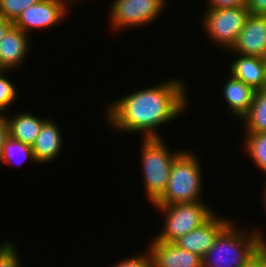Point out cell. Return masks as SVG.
<instances>
[{
    "instance_id": "1",
    "label": "cell",
    "mask_w": 266,
    "mask_h": 267,
    "mask_svg": "<svg viewBox=\"0 0 266 267\" xmlns=\"http://www.w3.org/2000/svg\"><path fill=\"white\" fill-rule=\"evenodd\" d=\"M186 92L183 79L170 78L115 100L110 103L105 115L112 129L126 133L141 132L142 138H161L156 128L184 113L188 106Z\"/></svg>"
},
{
    "instance_id": "2",
    "label": "cell",
    "mask_w": 266,
    "mask_h": 267,
    "mask_svg": "<svg viewBox=\"0 0 266 267\" xmlns=\"http://www.w3.org/2000/svg\"><path fill=\"white\" fill-rule=\"evenodd\" d=\"M233 221L218 235L202 258L203 267H244L266 241L260 229L247 234L239 231Z\"/></svg>"
},
{
    "instance_id": "3",
    "label": "cell",
    "mask_w": 266,
    "mask_h": 267,
    "mask_svg": "<svg viewBox=\"0 0 266 267\" xmlns=\"http://www.w3.org/2000/svg\"><path fill=\"white\" fill-rule=\"evenodd\" d=\"M194 153L182 151L174 160L168 184L152 205H175L202 201V171ZM201 194V195H200Z\"/></svg>"
},
{
    "instance_id": "4",
    "label": "cell",
    "mask_w": 266,
    "mask_h": 267,
    "mask_svg": "<svg viewBox=\"0 0 266 267\" xmlns=\"http://www.w3.org/2000/svg\"><path fill=\"white\" fill-rule=\"evenodd\" d=\"M141 145L140 163L146 197L153 204L166 189L172 164L182 150L170 151L162 137L143 138Z\"/></svg>"
},
{
    "instance_id": "5",
    "label": "cell",
    "mask_w": 266,
    "mask_h": 267,
    "mask_svg": "<svg viewBox=\"0 0 266 267\" xmlns=\"http://www.w3.org/2000/svg\"><path fill=\"white\" fill-rule=\"evenodd\" d=\"M165 217L164 228L155 239L173 243L206 222L215 212L202 201L175 205H153ZM209 207V208H208Z\"/></svg>"
},
{
    "instance_id": "6",
    "label": "cell",
    "mask_w": 266,
    "mask_h": 267,
    "mask_svg": "<svg viewBox=\"0 0 266 267\" xmlns=\"http://www.w3.org/2000/svg\"><path fill=\"white\" fill-rule=\"evenodd\" d=\"M202 17L203 29L219 47L229 48L234 45L238 34L250 15L245 6L233 8H208Z\"/></svg>"
},
{
    "instance_id": "7",
    "label": "cell",
    "mask_w": 266,
    "mask_h": 267,
    "mask_svg": "<svg viewBox=\"0 0 266 267\" xmlns=\"http://www.w3.org/2000/svg\"><path fill=\"white\" fill-rule=\"evenodd\" d=\"M166 0H114L109 9L111 28L116 30L141 27L163 13Z\"/></svg>"
},
{
    "instance_id": "8",
    "label": "cell",
    "mask_w": 266,
    "mask_h": 267,
    "mask_svg": "<svg viewBox=\"0 0 266 267\" xmlns=\"http://www.w3.org/2000/svg\"><path fill=\"white\" fill-rule=\"evenodd\" d=\"M68 1L40 0L25 9L13 22V25L27 34H29L28 31L33 29L41 30L54 27L64 20L66 12L69 11Z\"/></svg>"
},
{
    "instance_id": "9",
    "label": "cell",
    "mask_w": 266,
    "mask_h": 267,
    "mask_svg": "<svg viewBox=\"0 0 266 267\" xmlns=\"http://www.w3.org/2000/svg\"><path fill=\"white\" fill-rule=\"evenodd\" d=\"M230 219L217 217L214 213L198 228L179 237L173 243L178 247L204 257L218 235L231 223Z\"/></svg>"
},
{
    "instance_id": "10",
    "label": "cell",
    "mask_w": 266,
    "mask_h": 267,
    "mask_svg": "<svg viewBox=\"0 0 266 267\" xmlns=\"http://www.w3.org/2000/svg\"><path fill=\"white\" fill-rule=\"evenodd\" d=\"M230 51L262 57L266 52V16L250 14Z\"/></svg>"
},
{
    "instance_id": "11",
    "label": "cell",
    "mask_w": 266,
    "mask_h": 267,
    "mask_svg": "<svg viewBox=\"0 0 266 267\" xmlns=\"http://www.w3.org/2000/svg\"><path fill=\"white\" fill-rule=\"evenodd\" d=\"M148 247L154 267H203L202 257L174 243H166L154 238Z\"/></svg>"
},
{
    "instance_id": "12",
    "label": "cell",
    "mask_w": 266,
    "mask_h": 267,
    "mask_svg": "<svg viewBox=\"0 0 266 267\" xmlns=\"http://www.w3.org/2000/svg\"><path fill=\"white\" fill-rule=\"evenodd\" d=\"M27 33L12 25L0 40V67L13 70L22 65L29 52L30 41Z\"/></svg>"
},
{
    "instance_id": "13",
    "label": "cell",
    "mask_w": 266,
    "mask_h": 267,
    "mask_svg": "<svg viewBox=\"0 0 266 267\" xmlns=\"http://www.w3.org/2000/svg\"><path fill=\"white\" fill-rule=\"evenodd\" d=\"M238 55V56H237ZM230 75L250 86L254 91L266 89V71L261 57L236 54Z\"/></svg>"
},
{
    "instance_id": "14",
    "label": "cell",
    "mask_w": 266,
    "mask_h": 267,
    "mask_svg": "<svg viewBox=\"0 0 266 267\" xmlns=\"http://www.w3.org/2000/svg\"><path fill=\"white\" fill-rule=\"evenodd\" d=\"M60 132L54 120L47 119L43 123L39 135L32 145V151L37 164L49 163L60 154L63 141L61 138L62 133Z\"/></svg>"
},
{
    "instance_id": "15",
    "label": "cell",
    "mask_w": 266,
    "mask_h": 267,
    "mask_svg": "<svg viewBox=\"0 0 266 267\" xmlns=\"http://www.w3.org/2000/svg\"><path fill=\"white\" fill-rule=\"evenodd\" d=\"M229 78L223 87V96L232 115L241 120L251 107L255 91L241 80Z\"/></svg>"
},
{
    "instance_id": "16",
    "label": "cell",
    "mask_w": 266,
    "mask_h": 267,
    "mask_svg": "<svg viewBox=\"0 0 266 267\" xmlns=\"http://www.w3.org/2000/svg\"><path fill=\"white\" fill-rule=\"evenodd\" d=\"M9 118L6 116L8 123V136L14 140L21 141L24 144L32 146L39 135L43 123L47 120L37 117L32 113H21Z\"/></svg>"
},
{
    "instance_id": "17",
    "label": "cell",
    "mask_w": 266,
    "mask_h": 267,
    "mask_svg": "<svg viewBox=\"0 0 266 267\" xmlns=\"http://www.w3.org/2000/svg\"><path fill=\"white\" fill-rule=\"evenodd\" d=\"M241 120L245 133L266 132V89L255 91L251 107Z\"/></svg>"
},
{
    "instance_id": "18",
    "label": "cell",
    "mask_w": 266,
    "mask_h": 267,
    "mask_svg": "<svg viewBox=\"0 0 266 267\" xmlns=\"http://www.w3.org/2000/svg\"><path fill=\"white\" fill-rule=\"evenodd\" d=\"M245 150L260 171L266 174V132L244 133Z\"/></svg>"
},
{
    "instance_id": "19",
    "label": "cell",
    "mask_w": 266,
    "mask_h": 267,
    "mask_svg": "<svg viewBox=\"0 0 266 267\" xmlns=\"http://www.w3.org/2000/svg\"><path fill=\"white\" fill-rule=\"evenodd\" d=\"M23 157V158H19L18 160L19 163H22L26 160H30L31 162L34 161V163L36 162V159L34 158V154L32 151V146L27 145L22 143L21 141H17L12 139L11 137H7L4 141V145L2 148V153H1V157H0V164L1 163H7L9 165L12 164H18V162H16L15 157ZM15 159V160H14ZM14 160V161H13Z\"/></svg>"
},
{
    "instance_id": "20",
    "label": "cell",
    "mask_w": 266,
    "mask_h": 267,
    "mask_svg": "<svg viewBox=\"0 0 266 267\" xmlns=\"http://www.w3.org/2000/svg\"><path fill=\"white\" fill-rule=\"evenodd\" d=\"M40 0H0V16L14 22L27 8Z\"/></svg>"
},
{
    "instance_id": "21",
    "label": "cell",
    "mask_w": 266,
    "mask_h": 267,
    "mask_svg": "<svg viewBox=\"0 0 266 267\" xmlns=\"http://www.w3.org/2000/svg\"><path fill=\"white\" fill-rule=\"evenodd\" d=\"M8 71L9 70H7V72L6 70L0 71V112L2 113H6L8 107H10L17 98L15 85L9 81L5 75Z\"/></svg>"
},
{
    "instance_id": "22",
    "label": "cell",
    "mask_w": 266,
    "mask_h": 267,
    "mask_svg": "<svg viewBox=\"0 0 266 267\" xmlns=\"http://www.w3.org/2000/svg\"><path fill=\"white\" fill-rule=\"evenodd\" d=\"M18 250L11 242H3L0 245V267H21Z\"/></svg>"
},
{
    "instance_id": "23",
    "label": "cell",
    "mask_w": 266,
    "mask_h": 267,
    "mask_svg": "<svg viewBox=\"0 0 266 267\" xmlns=\"http://www.w3.org/2000/svg\"><path fill=\"white\" fill-rule=\"evenodd\" d=\"M148 253L135 255L133 257L120 260L113 267H154L153 258L150 251ZM148 254V255H147Z\"/></svg>"
},
{
    "instance_id": "24",
    "label": "cell",
    "mask_w": 266,
    "mask_h": 267,
    "mask_svg": "<svg viewBox=\"0 0 266 267\" xmlns=\"http://www.w3.org/2000/svg\"><path fill=\"white\" fill-rule=\"evenodd\" d=\"M245 7L252 15L266 16V0H246Z\"/></svg>"
},
{
    "instance_id": "25",
    "label": "cell",
    "mask_w": 266,
    "mask_h": 267,
    "mask_svg": "<svg viewBox=\"0 0 266 267\" xmlns=\"http://www.w3.org/2000/svg\"><path fill=\"white\" fill-rule=\"evenodd\" d=\"M208 8H233L245 6L246 0H209Z\"/></svg>"
},
{
    "instance_id": "26",
    "label": "cell",
    "mask_w": 266,
    "mask_h": 267,
    "mask_svg": "<svg viewBox=\"0 0 266 267\" xmlns=\"http://www.w3.org/2000/svg\"><path fill=\"white\" fill-rule=\"evenodd\" d=\"M8 137V123L4 113L0 112V157L5 139Z\"/></svg>"
},
{
    "instance_id": "27",
    "label": "cell",
    "mask_w": 266,
    "mask_h": 267,
    "mask_svg": "<svg viewBox=\"0 0 266 267\" xmlns=\"http://www.w3.org/2000/svg\"><path fill=\"white\" fill-rule=\"evenodd\" d=\"M244 267H264V247Z\"/></svg>"
},
{
    "instance_id": "28",
    "label": "cell",
    "mask_w": 266,
    "mask_h": 267,
    "mask_svg": "<svg viewBox=\"0 0 266 267\" xmlns=\"http://www.w3.org/2000/svg\"><path fill=\"white\" fill-rule=\"evenodd\" d=\"M13 25V22L0 16V40L7 30Z\"/></svg>"
},
{
    "instance_id": "29",
    "label": "cell",
    "mask_w": 266,
    "mask_h": 267,
    "mask_svg": "<svg viewBox=\"0 0 266 267\" xmlns=\"http://www.w3.org/2000/svg\"><path fill=\"white\" fill-rule=\"evenodd\" d=\"M264 186H265L264 187V195H263V200L262 201H264V206H265V210H266V183H265Z\"/></svg>"
},
{
    "instance_id": "30",
    "label": "cell",
    "mask_w": 266,
    "mask_h": 267,
    "mask_svg": "<svg viewBox=\"0 0 266 267\" xmlns=\"http://www.w3.org/2000/svg\"><path fill=\"white\" fill-rule=\"evenodd\" d=\"M261 58H262L263 65H264L265 71H266V52L263 54V56Z\"/></svg>"
},
{
    "instance_id": "31",
    "label": "cell",
    "mask_w": 266,
    "mask_h": 267,
    "mask_svg": "<svg viewBox=\"0 0 266 267\" xmlns=\"http://www.w3.org/2000/svg\"><path fill=\"white\" fill-rule=\"evenodd\" d=\"M264 267H266V246H264Z\"/></svg>"
}]
</instances>
